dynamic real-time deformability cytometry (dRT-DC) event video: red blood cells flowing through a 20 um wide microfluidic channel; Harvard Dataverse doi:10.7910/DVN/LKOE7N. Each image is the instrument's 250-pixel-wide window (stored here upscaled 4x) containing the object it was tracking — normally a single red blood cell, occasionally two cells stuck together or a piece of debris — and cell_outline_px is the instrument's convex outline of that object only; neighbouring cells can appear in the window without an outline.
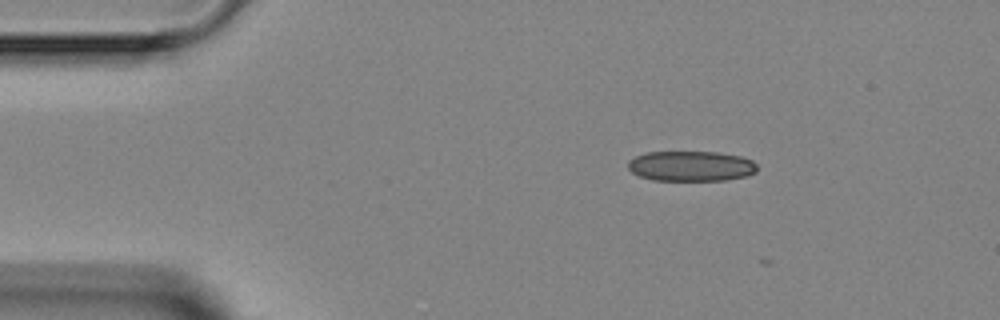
{"species": "Egyptian fruit bat (a non-hibernating species)", "species_latin": "Rousettus aegyptiacus", "temperature_condition": "room temperature", "stored_images_in_passage": 3, "camera_frame_rate_fps": 3000, "um_per_image_px": 0.085, "animal": {"sex": "female"}, "frame": {"image": 1, "passage_image": 1, "time_ms": 0.0, "image_size_px": [1000, 320], "cell_outline_px": [[756, 172], [748, 176], [728, 180], [652, 180], [640, 176], [632, 172], [628, 168], [628, 160], [636, 156], [648, 152], [720, 152], [740, 156], [752, 160], [756, 164]], "centroid_in_image_um": [58.75, 14.12], "position_along_channel_um": 26.2, "area_um2": 22.83}}